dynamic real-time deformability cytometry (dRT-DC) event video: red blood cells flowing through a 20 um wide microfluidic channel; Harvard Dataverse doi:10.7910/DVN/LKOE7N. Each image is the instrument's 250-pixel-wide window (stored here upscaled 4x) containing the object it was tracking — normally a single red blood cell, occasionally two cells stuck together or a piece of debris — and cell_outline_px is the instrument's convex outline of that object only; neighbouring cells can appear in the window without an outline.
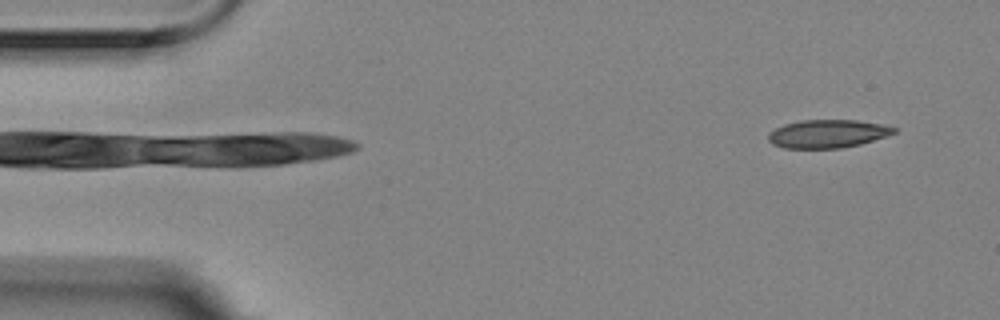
{"species": "Egyptian fruit bat (a non-hibernating species)", "species_latin": "Rousettus aegyptiacus", "temperature_condition": "room temperature", "stored_images_in_passage": 2, "camera_frame_rate_fps": 3000, "um_per_image_px": 0.085, "animal": {"sex": "female"}, "frame": {"image": 1, "passage_image": 2, "time_ms": 0.333, "image_size_px": [1000, 320], "cell_outline_px": [[896, 132], [860, 144], [840, 148], [784, 148], [772, 144], [768, 140], [768, 132], [784, 124], [800, 120], [856, 120], [880, 124], [896, 128]], "centroid_in_image_um": [70.28, 11.37], "position_along_channel_um": 14.7, "area_um2": 20.46}}